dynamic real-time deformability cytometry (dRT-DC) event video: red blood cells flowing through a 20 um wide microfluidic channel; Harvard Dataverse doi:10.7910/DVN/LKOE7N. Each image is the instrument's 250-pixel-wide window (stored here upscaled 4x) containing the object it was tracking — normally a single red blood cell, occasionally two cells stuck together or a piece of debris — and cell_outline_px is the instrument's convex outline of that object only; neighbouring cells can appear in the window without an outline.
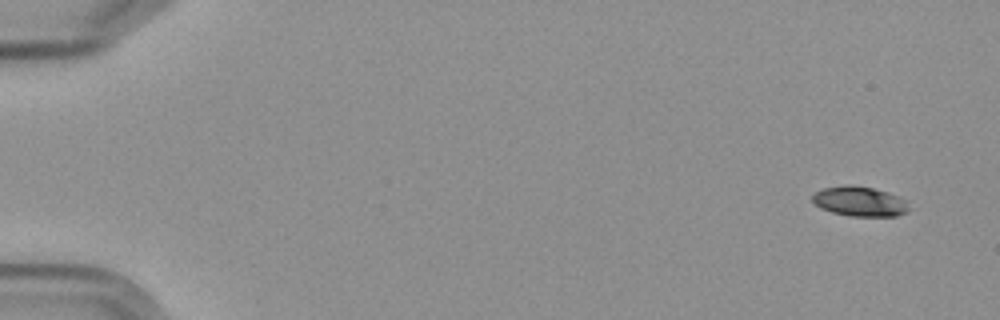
{"species": "Egyptian fruit bat (a non-hibernating species)", "species_latin": "Rousettus aegyptiacus", "temperature_condition": "cold", "stored_images_in_passage": 4, "camera_frame_rate_fps": 3000, "um_per_image_px": 0.085, "frame": {"image": 1, "passage_image": 1, "time_ms": 0.0, "image_size_px": [1000, 320], "cell_outline_px": [[908, 212], [896, 216], [848, 216], [832, 212], [820, 208], [812, 200], [812, 196], [816, 192], [824, 188], [844, 184], [848, 184], [872, 188], [888, 192], [904, 200], [908, 208]], "centroid_in_image_um": [73.04, 17.12], "position_along_channel_um": 12.0, "area_um2": 16.65}}